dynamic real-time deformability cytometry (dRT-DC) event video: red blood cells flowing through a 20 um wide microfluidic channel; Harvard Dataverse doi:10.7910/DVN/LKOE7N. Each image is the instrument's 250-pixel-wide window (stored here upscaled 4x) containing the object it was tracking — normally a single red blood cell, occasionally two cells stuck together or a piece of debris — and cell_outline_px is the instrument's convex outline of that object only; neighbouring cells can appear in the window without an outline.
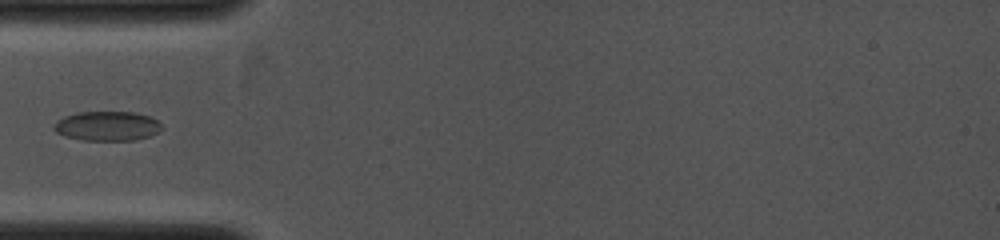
{"species": "common noctule bat (a hibernating species)", "species_latin": "Nyctalus noctula", "temperature_condition": "cold", "stored_images_in_passage": 14, "camera_frame_rate_fps": 4000, "um_per_image_px": 0.085, "animal": {"sex": "female", "body_mass_g": 19.0, "forearm_length_mm": 53.3}, "frame": {"image": 1, "passage_image": 7, "time_ms": 3.25, "image_size_px": [1000, 240], "cell_outline_px": [[164, 128], [148, 136], [132, 140], [84, 140], [64, 136], [56, 132], [52, 128], [52, 124], [56, 120], [64, 116], [76, 112], [132, 112], [148, 116], [156, 120]], "centroid_in_image_um": [9.04, 10.7], "position_along_channel_um": 76.0, "area_um2": 18.5}}
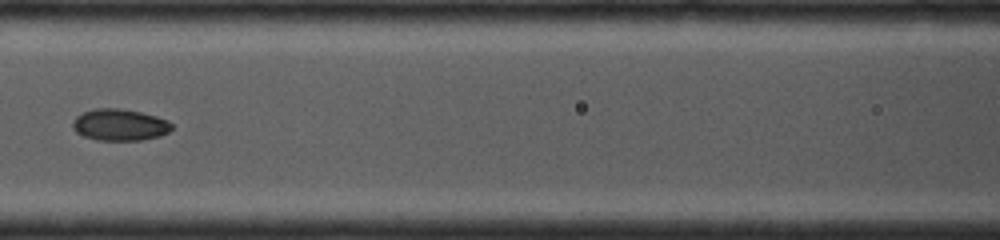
{"frame": {"image": 2, "passage_image": 10, "time_ms": 4.75, "image_size_px": [1000, 240], "cell_outline_px": [[172, 128], [168, 132], [160, 136], [140, 140], [96, 140], [84, 136], [76, 132], [72, 128], [72, 120], [76, 116], [84, 112], [96, 108], [120, 108], [140, 112], [156, 116], [168, 120], [172, 124]], "centroid_in_image_um": [10.16, 10.61], "position_along_channel_um": 156.4, "area_um2": 18.32}}